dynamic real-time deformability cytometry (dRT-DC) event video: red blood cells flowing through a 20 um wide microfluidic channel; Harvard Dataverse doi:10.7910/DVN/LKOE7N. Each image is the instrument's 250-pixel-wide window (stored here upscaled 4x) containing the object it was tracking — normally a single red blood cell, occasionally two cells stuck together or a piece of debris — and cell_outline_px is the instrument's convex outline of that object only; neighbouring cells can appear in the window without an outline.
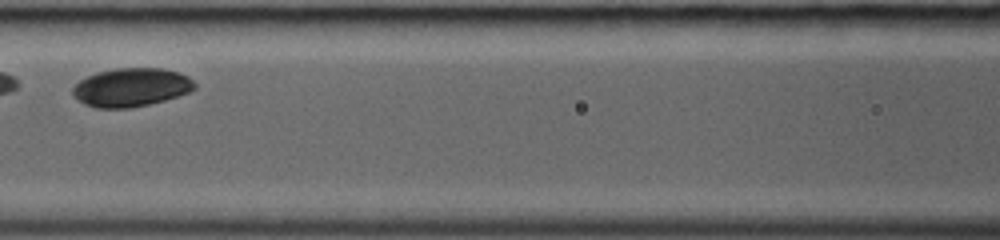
{"species": "common noctule bat (a hibernating species)", "species_latin": "Nyctalus noctula", "temperature_condition": "room temperature", "stored_images_in_passage": 24, "camera_frame_rate_fps": 3000, "um_per_image_px": 0.085, "animal": {"sex": "female", "body_mass_g": 19.0, "forearm_length_mm": 53.3}, "frame": {"image": 1, "passage_image": 8, "time_ms": 2.333, "image_size_px": [1000, 240], "cell_outline_px": [[196, 88], [188, 92], [164, 100], [148, 104], [128, 108], [96, 108], [84, 104], [72, 96], [72, 88], [80, 80], [96, 72], [116, 68], [164, 68], [180, 72], [188, 76], [196, 84]], "centroid_in_image_um": [11.14, 7.42], "position_along_channel_um": 155.5, "area_um2": 27.46}}